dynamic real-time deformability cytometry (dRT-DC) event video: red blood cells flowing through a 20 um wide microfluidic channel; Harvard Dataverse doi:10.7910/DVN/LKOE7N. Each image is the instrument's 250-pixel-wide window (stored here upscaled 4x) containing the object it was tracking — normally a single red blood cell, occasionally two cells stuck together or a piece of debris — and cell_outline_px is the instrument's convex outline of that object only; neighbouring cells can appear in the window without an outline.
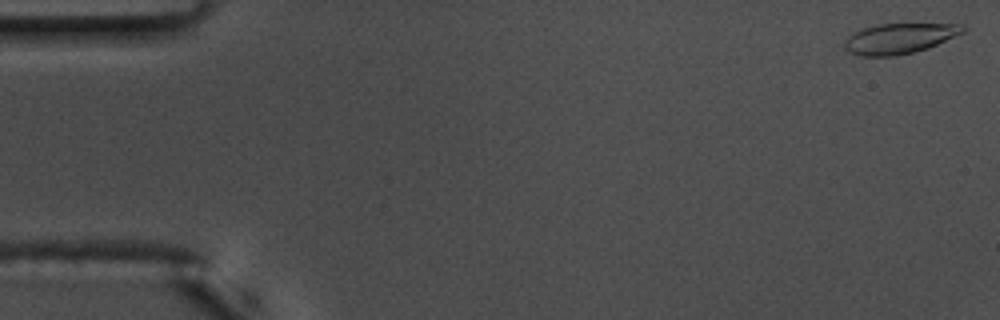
{"species": "common noctule bat (a hibernating species)", "species_latin": "Nyctalus noctula", "temperature_condition": "warm", "stored_images_in_passage": 21, "camera_frame_rate_fps": 3000, "um_per_image_px": 0.085, "animal": {"sex": "male", "body_mass_g": 17.5, "forearm_length_mm": 52.3}, "frame": {"image": 1, "passage_image": 1, "time_ms": 0.0, "image_size_px": [1000, 320], "cell_outline_px": [[964, 32], [928, 48], [896, 56], [860, 56], [848, 52], [844, 48], [844, 44], [848, 36], [864, 28], [876, 24], [964, 24]], "centroid_in_image_um": [76.42, 3.27], "position_along_channel_um": 8.6, "area_um2": 20.75}}